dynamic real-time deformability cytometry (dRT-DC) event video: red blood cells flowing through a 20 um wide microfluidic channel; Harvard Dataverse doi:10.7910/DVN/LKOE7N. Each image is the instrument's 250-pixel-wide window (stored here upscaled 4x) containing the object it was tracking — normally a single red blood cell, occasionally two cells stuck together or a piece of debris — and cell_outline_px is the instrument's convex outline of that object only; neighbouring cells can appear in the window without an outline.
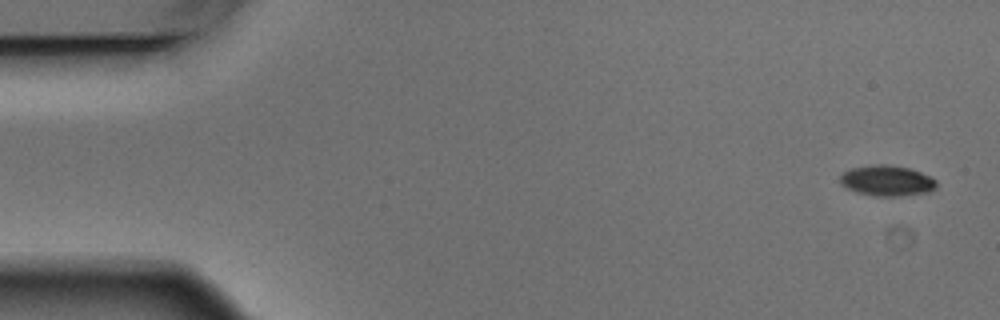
{"species": "Egyptian fruit bat (a non-hibernating species)", "species_latin": "Rousettus aegyptiacus", "temperature_condition": "warm", "stored_images_in_passage": 5, "camera_frame_rate_fps": 3000, "um_per_image_px": 0.085, "animal": {"sex": "male"}, "frame": {"image": 1, "passage_image": 1, "time_ms": 0.0, "image_size_px": [1000, 320], "cell_outline_px": [[936, 188], [928, 192], [900, 196], [880, 196], [860, 192], [848, 188], [840, 184], [840, 176], [844, 172], [852, 168], [872, 164], [888, 164], [908, 168], [920, 172], [936, 180]], "centroid_in_image_um": [75.4, 15.34], "position_along_channel_um": 9.6, "area_um2": 16.94}}
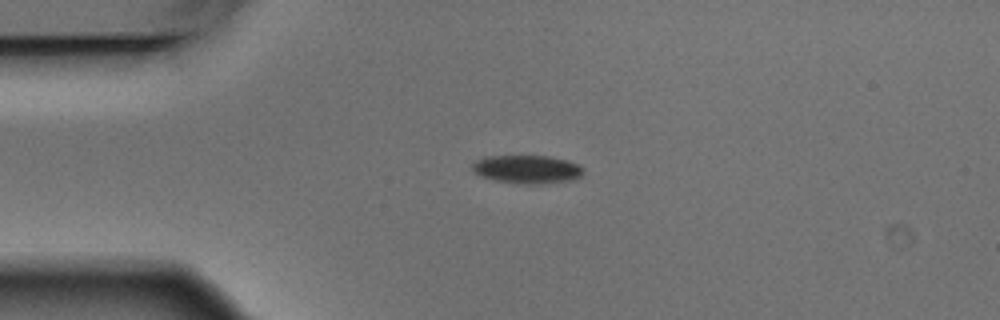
{"frame": {"image": 2, "passage_image": 4, "time_ms": 1.0, "image_size_px": [1000, 320], "cell_outline_px": [[584, 172], [580, 176], [572, 180], [540, 184], [520, 184], [496, 180], [480, 176], [472, 168], [472, 164], [476, 160], [484, 156], [548, 156], [580, 164], [584, 168]], "centroid_in_image_um": [44.82, 14.39], "position_along_channel_um": 40.2, "area_um2": 18.32}}